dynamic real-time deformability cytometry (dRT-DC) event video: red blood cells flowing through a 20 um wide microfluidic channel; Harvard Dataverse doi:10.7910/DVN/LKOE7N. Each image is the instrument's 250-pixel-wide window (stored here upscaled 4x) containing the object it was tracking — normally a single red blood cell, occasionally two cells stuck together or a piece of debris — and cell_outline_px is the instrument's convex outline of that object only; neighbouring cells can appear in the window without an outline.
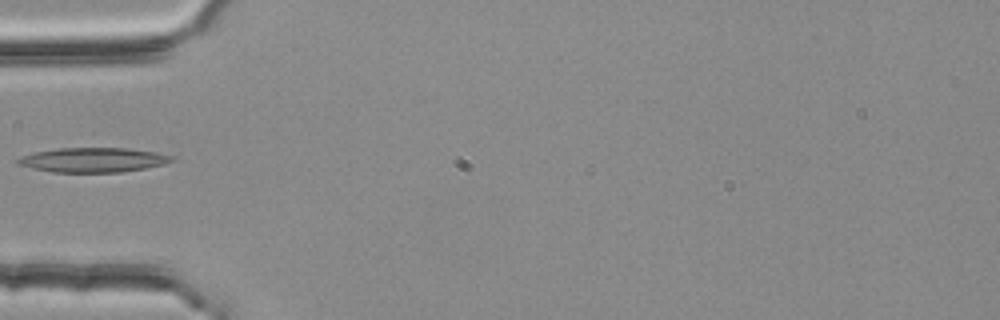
{"species": "common noctule bat (a hibernating species)", "species_latin": "Nyctalus noctula", "temperature_condition": "room temperature", "stored_images_in_passage": 5, "camera_frame_rate_fps": 3000, "um_per_image_px": 0.085, "animal": {"sex": "female", "body_mass_g": 25.1}, "frame": {"image": 1, "passage_image": 5, "time_ms": 1.333, "image_size_px": [1000, 320], "cell_outline_px": [[176, 160], [164, 164], [144, 168], [120, 172], [52, 172], [32, 168], [16, 164], [16, 160], [20, 156], [36, 152], [60, 148], [124, 148], [156, 152], [176, 156]], "centroid_in_image_um": [7.93, 13.59], "position_along_channel_um": 77.1, "area_um2": 22.02}}